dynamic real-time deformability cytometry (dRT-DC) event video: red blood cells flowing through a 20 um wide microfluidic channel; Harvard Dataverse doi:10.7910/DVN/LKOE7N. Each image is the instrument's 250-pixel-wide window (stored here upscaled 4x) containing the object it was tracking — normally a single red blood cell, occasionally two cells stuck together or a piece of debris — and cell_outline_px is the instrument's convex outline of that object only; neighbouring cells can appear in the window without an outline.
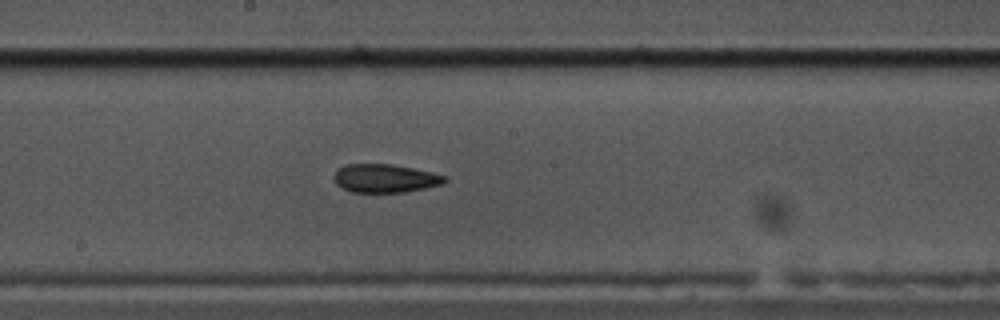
{"species": "common noctule bat (a hibernating species)", "species_latin": "Nyctalus noctula", "temperature_condition": "cold", "stored_images_in_passage": 44, "segment_of_instrument_passage": [1, 2], "camera_frame_rate_fps": 3000, "um_per_image_px": 0.085, "animal": {"sex": "male", "body_mass_g": 17.5, "forearm_length_mm": 52.3}, "frame": {"image": 1, "passage_image": 21, "time_ms": 6.667, "image_size_px": [1000, 320], "cell_outline_px": [[448, 180], [444, 184], [404, 192], [352, 192], [336, 184], [332, 176], [344, 164], [392, 164], [432, 172], [448, 176]], "centroid_in_image_um": [32.76, 15.15], "position_along_channel_um": 215.4, "area_um2": 18.38}}
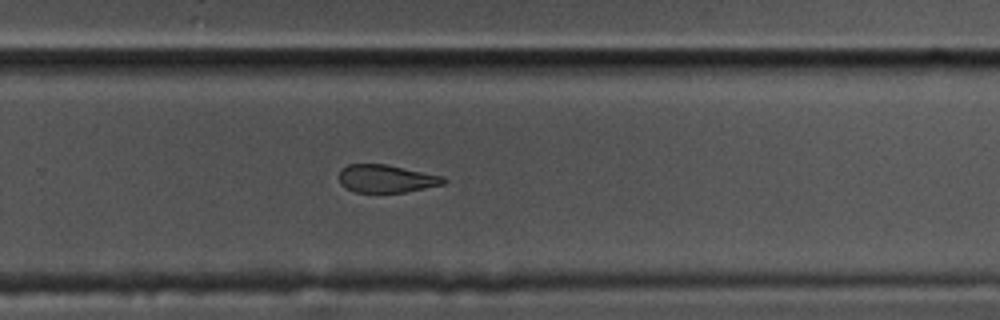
{"frame": {"image": 2, "passage_image": 28, "time_ms": 9.0, "image_size_px": [1000, 320], "cell_outline_px": [[448, 180], [444, 184], [404, 192], [356, 192], [344, 188], [340, 184], [340, 168], [348, 164], [384, 164], [444, 176]], "centroid_in_image_um": [32.82, 15.18], "position_along_channel_um": 297.0, "area_um2": 16.94}}
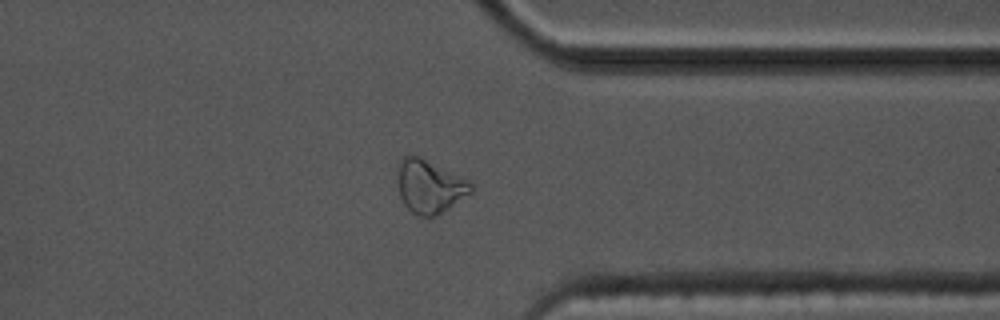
{"frame": {"image": 3, "passage_image": 35, "time_ms": 11.333, "image_size_px": [1000, 320], "cell_outline_px": [[472, 192], [436, 216], [420, 216], [412, 212], [404, 204], [400, 196], [396, 164], [404, 156], [420, 156], [468, 180], [472, 184]], "centroid_in_image_um": [36.48, 15.83], "position_along_channel_um": 374.9, "area_um2": 22.6}}